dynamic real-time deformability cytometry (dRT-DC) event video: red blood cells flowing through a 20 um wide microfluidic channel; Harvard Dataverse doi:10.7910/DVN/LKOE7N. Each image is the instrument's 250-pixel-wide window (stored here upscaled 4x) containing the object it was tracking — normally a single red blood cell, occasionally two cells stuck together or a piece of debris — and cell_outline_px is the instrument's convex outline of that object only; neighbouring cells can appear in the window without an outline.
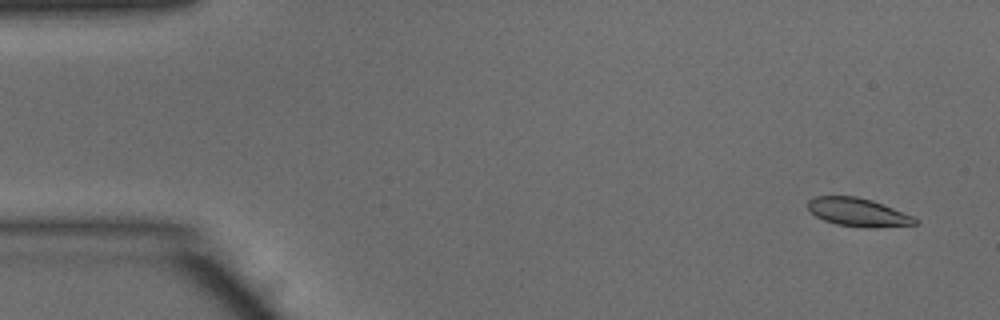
{"species": "common noctule bat (a hibernating species)", "species_latin": "Nyctalus noctula", "temperature_condition": "warm", "stored_images_in_passage": 50, "camera_frame_rate_fps": 3000, "um_per_image_px": 0.085, "animal": {"sex": "male", "body_mass_g": 15.6}, "frame": {"image": 1, "passage_image": 3, "time_ms": 0.667, "image_size_px": [1000, 320], "cell_outline_px": [[920, 224], [876, 228], [868, 228], [836, 224], [824, 220], [816, 216], [808, 208], [808, 200], [816, 196], [856, 196], [872, 200], [912, 216], [920, 220]], "centroid_in_image_um": [72.96, 18.05], "position_along_channel_um": 12.0, "area_um2": 17.69}}
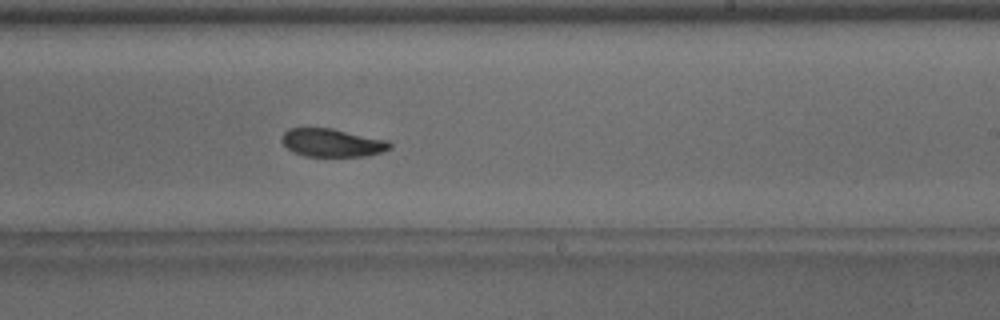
{"frame": {"image": 2, "passage_image": 30, "time_ms": 9.667, "image_size_px": [1000, 320], "cell_outline_px": [[392, 148], [368, 156], [304, 156], [292, 152], [280, 140], [284, 132], [288, 128], [332, 128], [388, 140], [392, 144]], "centroid_in_image_um": [28.23, 12.13], "position_along_channel_um": 260.8, "area_um2": 17.8}}
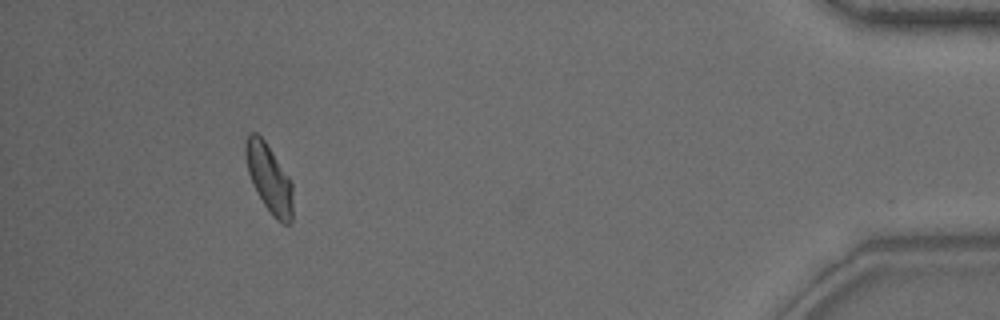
{"frame": {"image": 3, "passage_image": 46, "time_ms": 15.0, "image_size_px": [1000, 320], "cell_outline_px": [[292, 220], [288, 224], [284, 224], [276, 220], [272, 216], [256, 192], [248, 172], [244, 152], [244, 144], [248, 132], [256, 132], [264, 140], [288, 176], [292, 184]], "centroid_in_image_um": [22.85, 15.15], "position_along_channel_um": 412.4, "area_um2": 18.73}, "authors_computed_cell_mechanics": {"area_um2": 18.3515, "velocity_mm_per_s": 4.0382, "shape_relaxation_time_tau1_ms": 3.6, "shape_relaxation_time_tau2_ms": 3.3231, "deformation_change_tau1": 0.1184, "deformation_change_tau2": 0.0923}}